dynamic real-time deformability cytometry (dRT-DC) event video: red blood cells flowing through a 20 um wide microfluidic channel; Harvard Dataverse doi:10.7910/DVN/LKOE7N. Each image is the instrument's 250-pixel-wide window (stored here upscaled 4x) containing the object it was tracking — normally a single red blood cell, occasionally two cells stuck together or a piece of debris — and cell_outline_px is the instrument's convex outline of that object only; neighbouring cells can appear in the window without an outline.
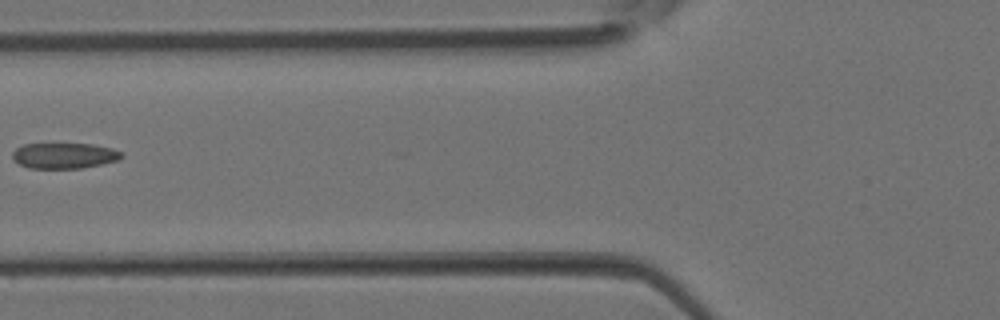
{"species": "Egyptian fruit bat (a non-hibernating species)", "species_latin": "Rousettus aegyptiacus", "temperature_condition": "room temperature", "stored_images_in_passage": 4, "camera_frame_rate_fps": 3000, "um_per_image_px": 0.085, "animal": {"sex": "female"}, "frame": {"image": 1, "passage_image": 4, "time_ms": 1.0, "image_size_px": [1000, 320], "cell_outline_px": [[124, 156], [120, 160], [80, 168], [28, 168], [12, 160], [12, 152], [16, 148], [24, 144], [92, 144], [112, 148], [124, 152]], "centroid_in_image_um": [5.47, 13.23], "position_along_channel_um": 120.3, "area_um2": 16.42}}